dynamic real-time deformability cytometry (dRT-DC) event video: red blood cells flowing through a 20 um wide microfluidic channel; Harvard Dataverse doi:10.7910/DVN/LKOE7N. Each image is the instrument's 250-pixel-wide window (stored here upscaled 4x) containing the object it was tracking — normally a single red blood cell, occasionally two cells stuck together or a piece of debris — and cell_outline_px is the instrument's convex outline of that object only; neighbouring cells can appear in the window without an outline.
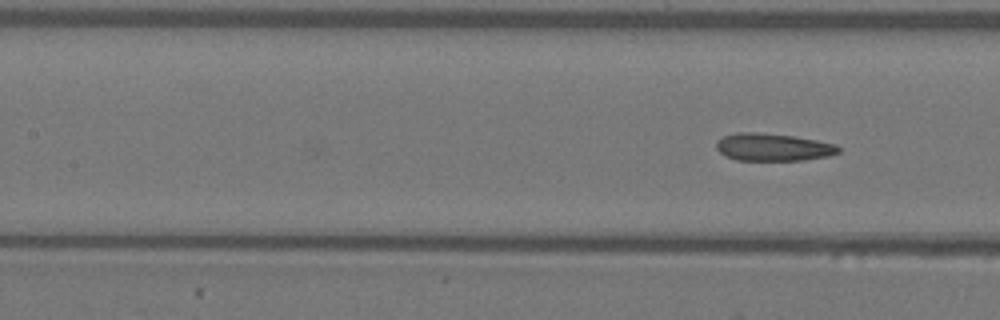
{"species": "Egyptian fruit bat (a non-hibernating species)", "species_latin": "Rousettus aegyptiacus", "temperature_condition": "warm", "stored_images_in_passage": 21, "camera_frame_rate_fps": 3000, "um_per_image_px": 0.085, "animal": {"sex": "female"}, "frame": {"image": 1, "passage_image": 21, "time_ms": 6.667, "image_size_px": [1000, 320], "cell_outline_px": [[840, 152], [828, 156], [804, 160], [736, 160], [720, 152], [716, 148], [716, 140], [724, 136], [736, 132], [756, 132], [792, 136], [816, 140], [836, 144], [840, 148]], "centroid_in_image_um": [65.71, 12.5], "position_along_channel_um": 141.7, "area_um2": 19.54}}